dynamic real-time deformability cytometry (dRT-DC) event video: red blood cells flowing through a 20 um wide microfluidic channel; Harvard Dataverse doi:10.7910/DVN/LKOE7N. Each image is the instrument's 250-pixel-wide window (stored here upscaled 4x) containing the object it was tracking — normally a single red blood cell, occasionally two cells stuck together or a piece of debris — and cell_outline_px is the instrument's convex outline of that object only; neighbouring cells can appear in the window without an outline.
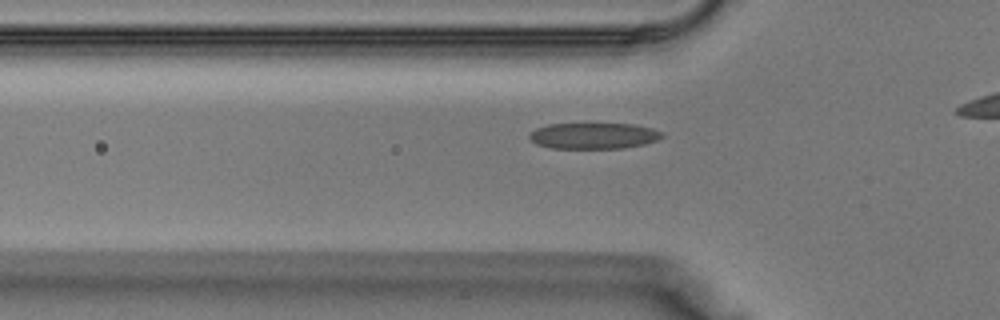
{"species": "Egyptian fruit bat (a non-hibernating species)", "species_latin": "Rousettus aegyptiacus", "temperature_condition": "warm", "stored_images_in_passage": 21, "camera_frame_rate_fps": 3000, "um_per_image_px": 0.085, "animal": {"sex": "male"}, "frame": {"image": 1, "passage_image": 2, "time_ms": 0.333, "image_size_px": [1000, 320], "cell_outline_px": [[664, 136], [656, 140], [644, 144], [624, 148], [552, 148], [536, 144], [528, 136], [536, 128], [548, 124], [632, 124], [652, 128], [664, 132]], "centroid_in_image_um": [50.48, 11.54], "position_along_channel_um": 75.3, "area_um2": 20.06}}
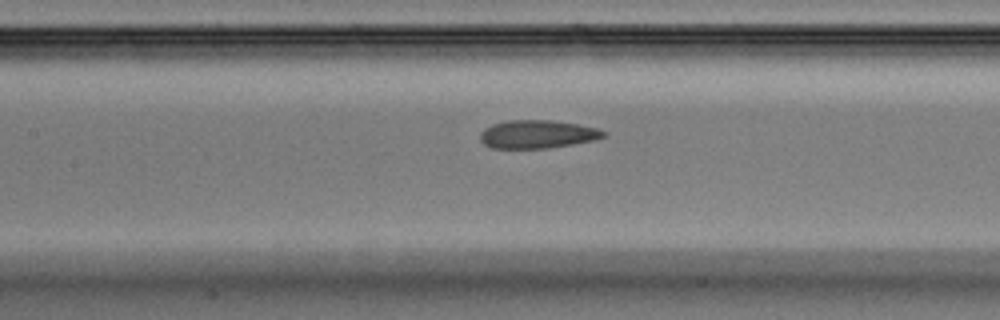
{"frame": {"image": 2, "passage_image": 7, "time_ms": 2.0, "image_size_px": [1000, 320], "cell_outline_px": [[604, 136], [592, 140], [572, 144], [548, 148], [492, 148], [484, 144], [480, 140], [480, 132], [484, 128], [492, 124], [508, 120], [548, 120], [576, 124], [596, 128], [604, 132]], "centroid_in_image_um": [45.6, 11.41], "position_along_channel_um": 161.8, "area_um2": 20.0}}
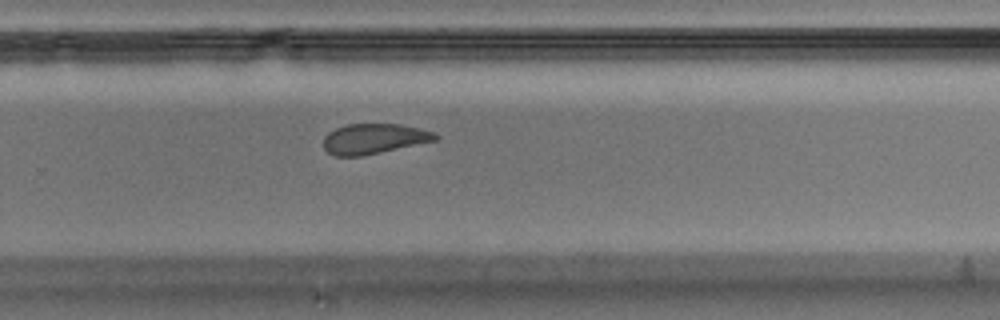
{"frame": {"image": 3, "passage_image": 15, "time_ms": 4.667, "image_size_px": [1000, 320], "cell_outline_px": [[440, 136], [436, 140], [380, 152], [360, 156], [336, 156], [328, 152], [324, 148], [324, 136], [328, 132], [336, 128], [348, 124], [400, 124], [420, 128], [432, 132]], "centroid_in_image_um": [31.77, 11.78], "position_along_channel_um": 298.0, "area_um2": 19.48}}